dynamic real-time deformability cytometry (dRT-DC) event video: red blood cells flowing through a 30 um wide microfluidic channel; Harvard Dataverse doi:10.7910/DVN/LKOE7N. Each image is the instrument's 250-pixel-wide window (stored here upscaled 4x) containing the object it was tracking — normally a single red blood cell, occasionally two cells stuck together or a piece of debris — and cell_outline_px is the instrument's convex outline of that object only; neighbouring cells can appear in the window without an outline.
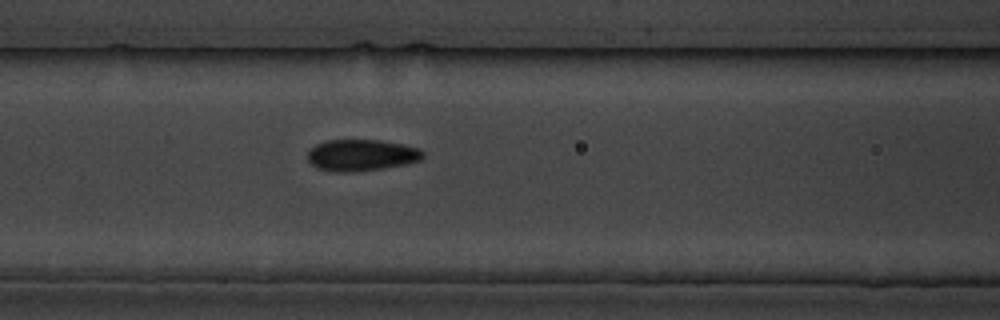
{"species": "common noctule bat (a hibernating species)", "species_latin": "Nyctalus noctula", "temperature_condition": "cold", "stored_images_in_passage": 5, "camera_frame_rate_fps": 3000, "um_per_image_px": 0.085, "animal": {"sex": "male", "body_mass_g": 19.5, "forearm_length_mm": 54.6}, "frame": {"image": 1, "passage_image": 4, "time_ms": 4.333, "image_size_px": [1000, 320], "cell_outline_px": [[424, 156], [420, 160], [404, 164], [384, 168], [356, 172], [332, 172], [316, 168], [308, 160], [308, 152], [316, 144], [324, 140], [380, 140], [404, 144], [420, 148], [424, 152]], "centroid_in_image_um": [30.72, 13.19], "position_along_channel_um": 135.9, "area_um2": 21.39}}